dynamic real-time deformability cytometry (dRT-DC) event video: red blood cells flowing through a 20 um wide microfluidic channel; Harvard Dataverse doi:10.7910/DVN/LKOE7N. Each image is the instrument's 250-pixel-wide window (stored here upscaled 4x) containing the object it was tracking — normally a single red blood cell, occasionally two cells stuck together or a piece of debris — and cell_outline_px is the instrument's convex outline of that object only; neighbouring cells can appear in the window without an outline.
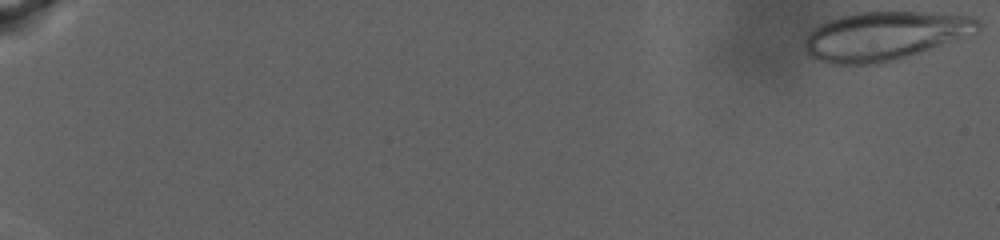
{"species": "human", "species_latin": "Homo sapiens", "temperature_condition": "warm", "stored_images_in_passage": 88, "camera_frame_rate_fps": 3000, "um_per_image_px": 0.085, "donor": {"sex": "male"}, "frame": {"image": 1, "passage_image": 1, "time_ms": 0.0, "image_size_px": [1000, 240], "cell_outline_px": [[980, 28], [976, 32], [908, 56], [884, 64], [832, 64], [816, 60], [808, 56], [804, 52], [804, 40], [820, 24], [828, 20], [840, 16], [856, 12], [928, 12], [968, 16], [976, 20], [980, 24]], "centroid_in_image_um": [75.12, 3.06], "position_along_channel_um": 9.9, "area_um2": 48.9}}
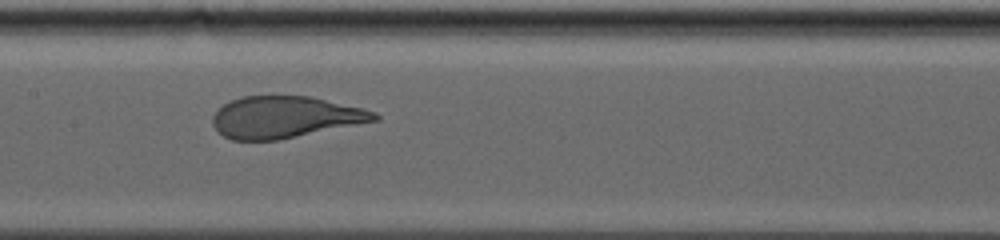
{"frame": {"image": 2, "passage_image": 50, "time_ms": 16.333, "image_size_px": [1000, 240], "cell_outline_px": [[380, 120], [276, 140], [232, 140], [224, 136], [212, 124], [212, 116], [224, 104], [232, 100], [244, 96], [308, 96], [364, 108], [376, 112], [380, 116]], "centroid_in_image_um": [24.25, 9.95], "position_along_channel_um": 183.1, "area_um2": 39.02}}
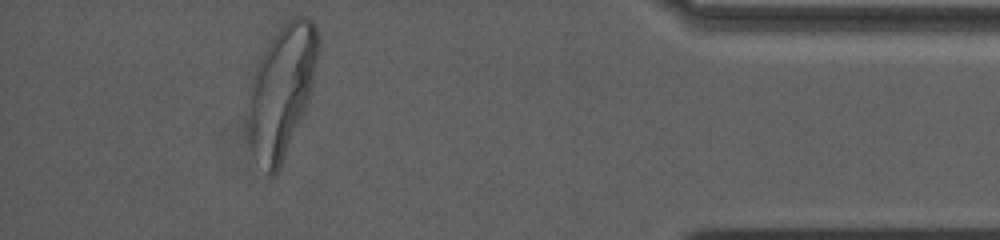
{"frame": {"image": 3, "passage_image": 82, "time_ms": 27.0, "image_size_px": [1000, 240], "cell_outline_px": [[320, 52], [308, 100], [280, 164], [276, 172], [272, 176], [268, 172], [252, 152], [248, 140], [244, 108], [244, 104], [256, 68], [268, 44], [280, 28], [292, 16], [308, 16], [312, 20], [316, 28], [320, 44]], "centroid_in_image_um": [23.9, 7.66], "position_along_channel_um": 411.3, "area_um2": 53.29}}